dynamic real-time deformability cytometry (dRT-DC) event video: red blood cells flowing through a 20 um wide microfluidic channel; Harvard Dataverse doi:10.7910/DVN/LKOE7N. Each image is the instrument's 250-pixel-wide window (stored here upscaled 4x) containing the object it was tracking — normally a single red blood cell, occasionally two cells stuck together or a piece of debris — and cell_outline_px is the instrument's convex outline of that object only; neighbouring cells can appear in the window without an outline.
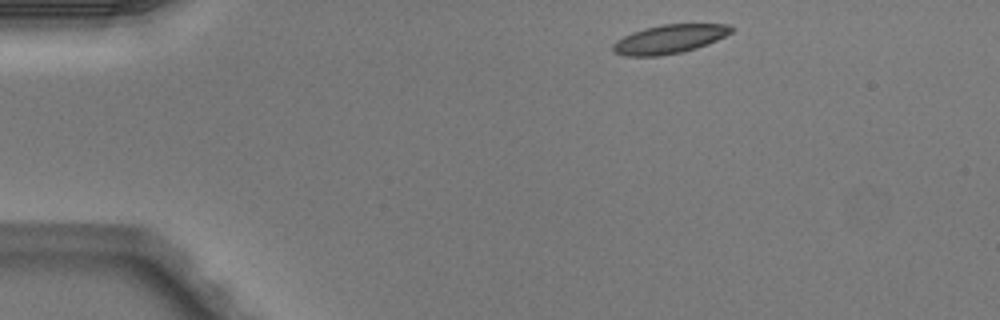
{"species": "Egyptian fruit bat (a non-hibernating species)", "species_latin": "Rousettus aegyptiacus", "temperature_condition": "warm", "stored_images_in_passage": 2, "camera_frame_rate_fps": 3000, "um_per_image_px": 0.085, "animal": {"sex": "male"}, "frame": {"image": 1, "passage_image": 1, "time_ms": 0.0, "image_size_px": [1000, 320], "cell_outline_px": [[736, 28], [732, 32], [708, 44], [696, 48], [680, 52], [660, 56], [624, 56], [612, 52], [612, 44], [616, 40], [632, 32], [644, 28], [660, 24], [732, 24]], "centroid_in_image_um": [56.89, 3.31], "position_along_channel_um": 28.1, "area_um2": 20.06}}